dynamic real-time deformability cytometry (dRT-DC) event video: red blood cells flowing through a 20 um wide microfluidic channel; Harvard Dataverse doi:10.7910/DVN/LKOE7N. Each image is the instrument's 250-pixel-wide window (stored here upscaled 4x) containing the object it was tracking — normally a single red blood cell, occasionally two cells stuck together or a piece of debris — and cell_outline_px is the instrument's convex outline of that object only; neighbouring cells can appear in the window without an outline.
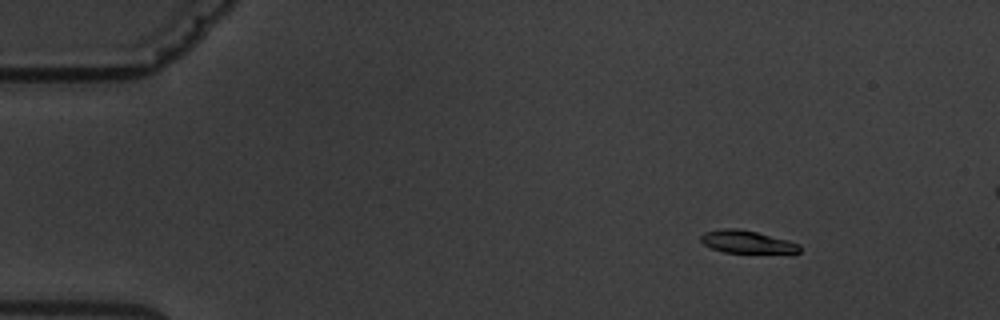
{"species": "common noctule bat (a hibernating species)", "species_latin": "Nyctalus noctula", "temperature_condition": "warm", "stored_images_in_passage": 5, "segment_of_instrument_passage": [1, 2], "camera_frame_rate_fps": 3000, "um_per_image_px": 0.085, "animal": {"sex": "male", "body_mass_g": 19.5, "forearm_length_mm": 54.6}, "frame": {"image": 1, "passage_image": 2, "time_ms": 1.0, "image_size_px": [1000, 320], "cell_outline_px": [[800, 252], [724, 252], [712, 248], [704, 244], [700, 240], [700, 236], [704, 232], [724, 228], [736, 228], [756, 232], [788, 240], [800, 244]], "centroid_in_image_um": [63.45, 20.54], "position_along_channel_um": 21.6, "area_um2": 12.72}}